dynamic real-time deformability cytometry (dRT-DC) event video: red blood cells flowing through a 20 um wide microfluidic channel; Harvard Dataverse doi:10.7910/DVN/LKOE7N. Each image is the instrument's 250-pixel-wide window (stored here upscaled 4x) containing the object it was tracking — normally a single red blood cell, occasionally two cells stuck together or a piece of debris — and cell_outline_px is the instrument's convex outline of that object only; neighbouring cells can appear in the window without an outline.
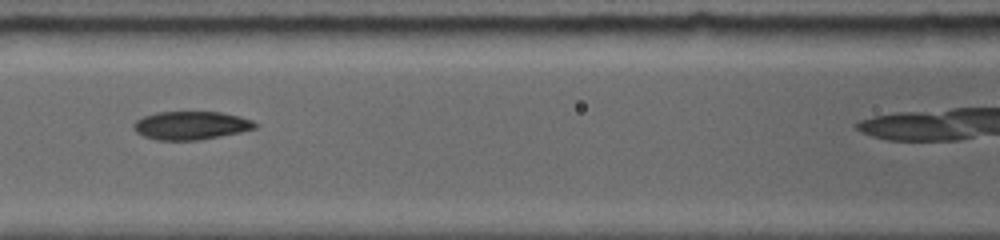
{"species": "common noctule bat (a hibernating species)", "species_latin": "Nyctalus noctula", "temperature_condition": "room temperature", "stored_images_in_passage": 8, "camera_frame_rate_fps": 5000, "um_per_image_px": 0.085, "animal": {"sex": "female", "body_mass_g": 19.0, "forearm_length_mm": 56.7}, "frame": {"image": 1, "passage_image": 5, "time_ms": 3.8, "image_size_px": [1000, 240], "cell_outline_px": [[256, 128], [196, 140], [160, 140], [144, 136], [132, 124], [136, 120], [144, 116], [156, 112], [220, 112], [240, 116], [252, 120], [256, 124]], "centroid_in_image_um": [16.22, 10.64], "position_along_channel_um": 150.4, "area_um2": 19.48}}
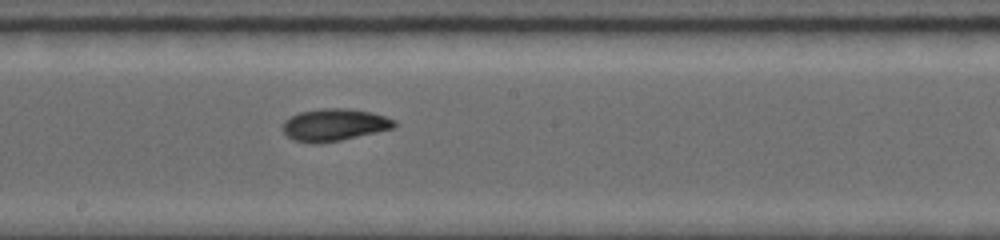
{"frame": {"image": 2, "passage_image": 7, "time_ms": 5.6, "image_size_px": [1000, 240], "cell_outline_px": [[396, 124], [392, 128], [340, 140], [296, 140], [288, 136], [284, 132], [284, 120], [300, 112], [320, 108], [348, 108], [368, 112], [384, 116], [396, 120]], "centroid_in_image_um": [28.45, 10.55], "position_along_channel_um": 219.7, "area_um2": 19.88}}
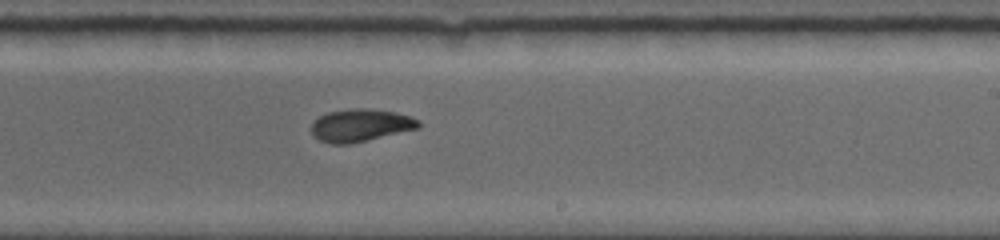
{"frame": {"image": 3, "passage_image": 8, "time_ms": 6.6, "image_size_px": [1000, 240], "cell_outline_px": [[420, 128], [348, 144], [332, 144], [320, 140], [312, 136], [312, 124], [320, 116], [328, 112], [352, 108], [364, 108], [396, 112], [412, 116], [420, 120]], "centroid_in_image_um": [30.67, 10.64], "position_along_channel_um": 258.3, "area_um2": 20.29}}